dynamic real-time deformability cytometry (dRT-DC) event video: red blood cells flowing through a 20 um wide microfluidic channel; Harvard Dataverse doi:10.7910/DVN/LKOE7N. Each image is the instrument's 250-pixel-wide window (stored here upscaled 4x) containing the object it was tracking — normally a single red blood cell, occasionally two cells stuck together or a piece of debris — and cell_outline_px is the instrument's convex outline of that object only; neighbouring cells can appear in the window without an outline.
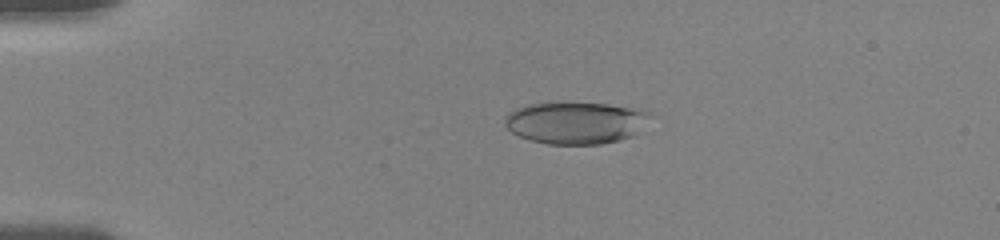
{"species": "human", "species_latin": "Homo sapiens", "temperature_condition": "room temperature", "stored_images_in_passage": 15, "camera_frame_rate_fps": 3000, "um_per_image_px": 0.085, "donor": {"sex": "female"}, "frame": {"image": 1, "passage_image": 9, "time_ms": 3.667, "image_size_px": [1000, 240], "cell_outline_px": [[648, 112], [632, 136], [620, 140], [600, 144], [548, 144], [532, 140], [520, 136], [512, 132], [504, 124], [504, 120], [508, 112], [516, 108], [528, 104], [608, 104]], "centroid_in_image_um": [48.79, 10.46], "position_along_channel_um": 36.2, "area_um2": 34.22}}
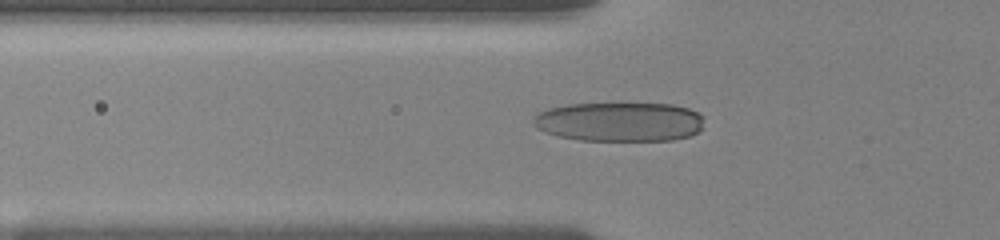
{"frame": {"image": 2, "passage_image": 13, "time_ms": 6.0, "image_size_px": [1000, 240], "cell_outline_px": [[704, 128], [700, 132], [688, 136], [672, 140], [580, 140], [560, 136], [544, 132], [536, 128], [532, 124], [532, 120], [536, 112], [548, 108], [568, 104], [672, 104], [688, 108], [704, 116]], "centroid_in_image_um": [52.66, 10.35], "position_along_channel_um": 73.1, "area_um2": 39.42}}